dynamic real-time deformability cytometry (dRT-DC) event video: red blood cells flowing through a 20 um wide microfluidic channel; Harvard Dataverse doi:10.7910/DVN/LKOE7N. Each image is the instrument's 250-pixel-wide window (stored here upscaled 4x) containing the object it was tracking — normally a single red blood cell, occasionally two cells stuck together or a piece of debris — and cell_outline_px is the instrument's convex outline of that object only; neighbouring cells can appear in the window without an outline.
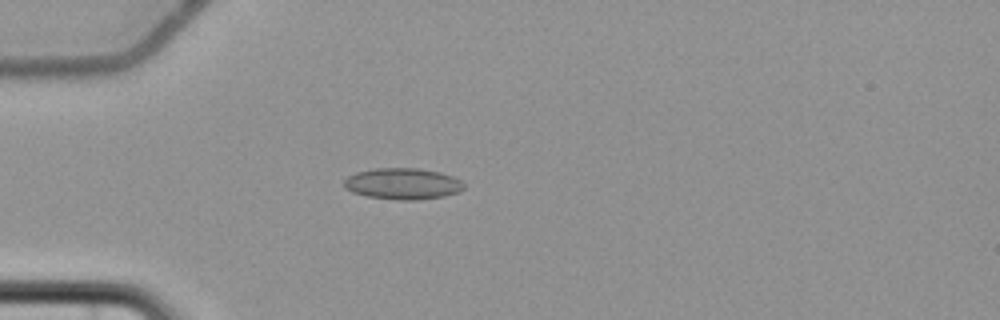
{"species": "common noctule bat (a hibernating species)", "species_latin": "Nyctalus noctula", "temperature_condition": "cold", "stored_images_in_passage": 5, "camera_frame_rate_fps": 3000, "um_per_image_px": 0.085, "animal": {"sex": "female", "body_mass_g": 22.7, "forearm_length_mm": 54.2}, "frame": {"image": 1, "passage_image": 5, "time_ms": 5.333, "image_size_px": [1000, 320], "cell_outline_px": [[464, 188], [460, 192], [444, 196], [416, 200], [400, 200], [368, 196], [352, 192], [344, 188], [344, 180], [348, 176], [356, 172], [376, 168], [416, 168], [440, 172], [452, 176], [460, 180], [464, 184]], "centroid_in_image_um": [34.24, 15.61], "position_along_channel_um": 50.8, "area_um2": 21.85}}